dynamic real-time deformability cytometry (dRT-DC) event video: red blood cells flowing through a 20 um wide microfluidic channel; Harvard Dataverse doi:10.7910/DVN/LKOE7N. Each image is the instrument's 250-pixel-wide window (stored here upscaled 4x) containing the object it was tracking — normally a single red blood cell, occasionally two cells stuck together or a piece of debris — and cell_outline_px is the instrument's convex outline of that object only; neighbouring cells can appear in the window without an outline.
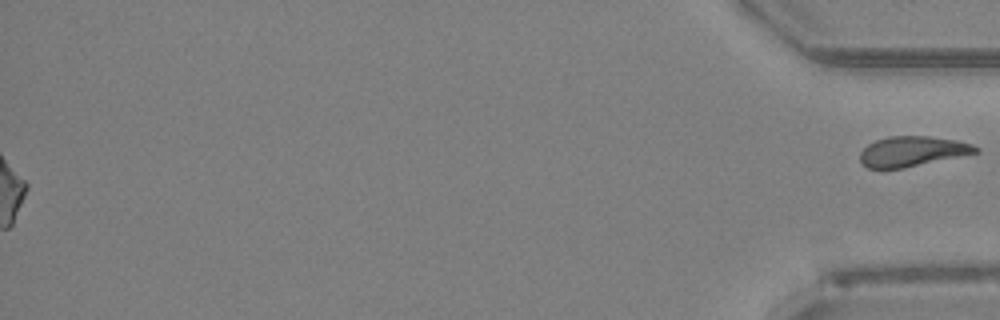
{"species": "Egyptian fruit bat (a non-hibernating species)", "species_latin": "Rousettus aegyptiacus", "temperature_condition": "room temperature", "stored_images_in_passage": 49, "segment_of_instrument_passage": [2, 2], "camera_frame_rate_fps": 3000, "um_per_image_px": 0.085, "animal": {"sex": "female"}, "frame": {"image": 1, "passage_image": 49, "time_ms": 16.0, "image_size_px": [1000, 320], "cell_outline_px": [[980, 152], [904, 168], [868, 168], [860, 160], [860, 152], [868, 144], [876, 140], [888, 136], [928, 136], [956, 140], [972, 144], [980, 148]], "centroid_in_image_um": [77.57, 12.86], "position_along_channel_um": 357.6, "area_um2": 20.23}}